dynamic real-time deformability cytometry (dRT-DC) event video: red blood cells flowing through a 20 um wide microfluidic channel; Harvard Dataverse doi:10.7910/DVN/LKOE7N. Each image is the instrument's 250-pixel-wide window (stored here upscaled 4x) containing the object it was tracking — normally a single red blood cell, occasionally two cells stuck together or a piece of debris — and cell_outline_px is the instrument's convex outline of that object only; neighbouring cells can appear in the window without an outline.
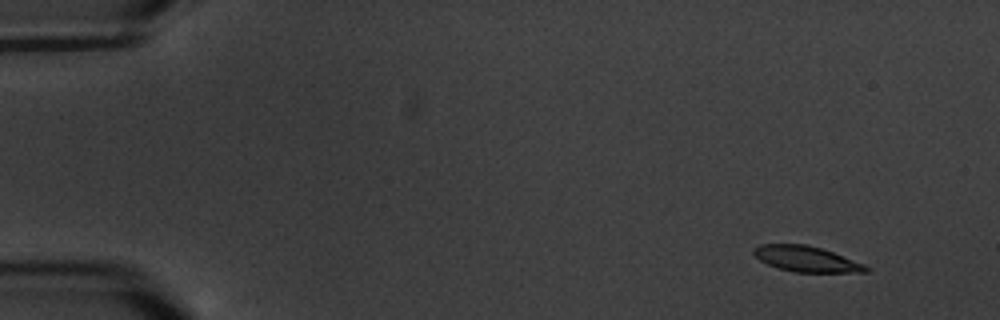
{"species": "common noctule bat (a hibernating species)", "species_latin": "Nyctalus noctula", "temperature_condition": "warm", "stored_images_in_passage": 5, "camera_frame_rate_fps": 3000, "um_per_image_px": 0.085, "animal": {"sex": "male", "body_mass_g": 20.1, "forearm_length_mm": 53.5}, "frame": {"image": 1, "passage_image": 1, "time_ms": 0.0, "image_size_px": [1000, 320], "cell_outline_px": [[868, 272], [792, 272], [776, 268], [760, 260], [752, 252], [752, 248], [760, 244], [804, 244], [820, 248], [832, 252], [864, 264], [868, 268]], "centroid_in_image_um": [68.48, 22.01], "position_along_channel_um": 16.5, "area_um2": 16.65}}